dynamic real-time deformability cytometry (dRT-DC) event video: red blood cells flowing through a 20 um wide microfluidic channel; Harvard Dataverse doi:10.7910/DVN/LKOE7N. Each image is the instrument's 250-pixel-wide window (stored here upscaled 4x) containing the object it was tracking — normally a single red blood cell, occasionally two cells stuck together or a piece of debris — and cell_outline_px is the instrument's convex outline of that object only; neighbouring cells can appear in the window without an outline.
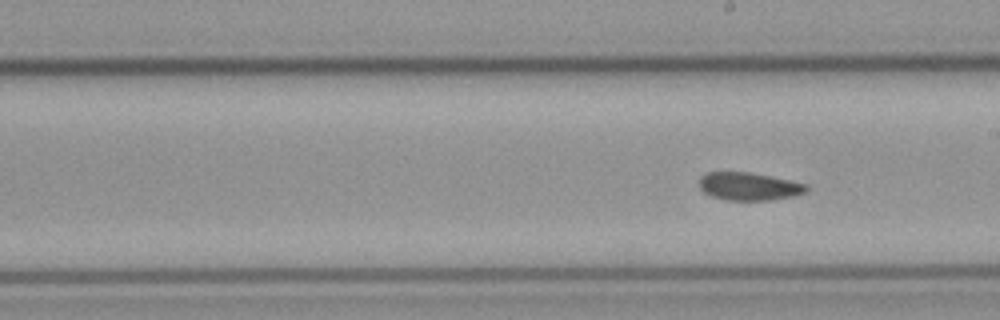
{"species": "common noctule bat (a hibernating species)", "species_latin": "Nyctalus noctula", "temperature_condition": "cold", "stored_images_in_passage": 8, "segment_of_instrument_passage": [2, 2], "camera_frame_rate_fps": 3000, "um_per_image_px": 0.085, "animal": {"sex": "male", "body_mass_g": 23.1, "forearm_length_mm": 52.7}, "frame": {"image": 1, "passage_image": 8, "time_ms": 9.333, "image_size_px": [1000, 320], "cell_outline_px": [[808, 188], [804, 192], [792, 196], [772, 200], [724, 200], [712, 196], [704, 192], [700, 188], [700, 176], [708, 172], [748, 172], [808, 184]], "centroid_in_image_um": [63.64, 15.84], "position_along_channel_um": 225.4, "area_um2": 17.22}}